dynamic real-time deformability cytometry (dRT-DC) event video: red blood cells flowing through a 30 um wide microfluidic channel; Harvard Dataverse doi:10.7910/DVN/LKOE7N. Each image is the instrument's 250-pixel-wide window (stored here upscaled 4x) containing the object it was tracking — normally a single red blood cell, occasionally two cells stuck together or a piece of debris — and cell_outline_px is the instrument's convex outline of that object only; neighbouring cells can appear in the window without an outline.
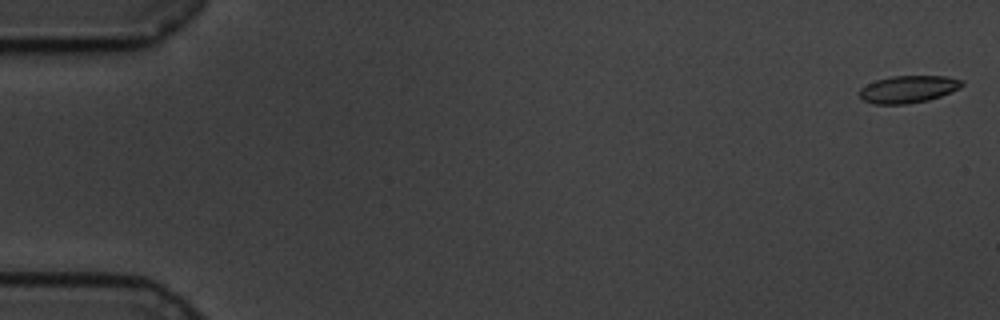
{"species": "common noctule bat (a hibernating species)", "species_latin": "Nyctalus noctula", "temperature_condition": "cold", "stored_images_in_passage": 56, "camera_frame_rate_fps": 3000, "um_per_image_px": 0.085, "animal": {"sex": "male", "body_mass_g": 19.5, "forearm_length_mm": 54.6}, "frame": {"image": 1, "passage_image": 2, "time_ms": 0.333, "image_size_px": [1000, 320], "cell_outline_px": [[964, 84], [960, 88], [940, 96], [928, 100], [908, 104], [872, 104], [864, 100], [860, 96], [860, 88], [876, 80], [892, 76], [948, 76], [964, 80]], "centroid_in_image_um": [77.23, 7.58], "position_along_channel_um": 7.8, "area_um2": 16.3}}
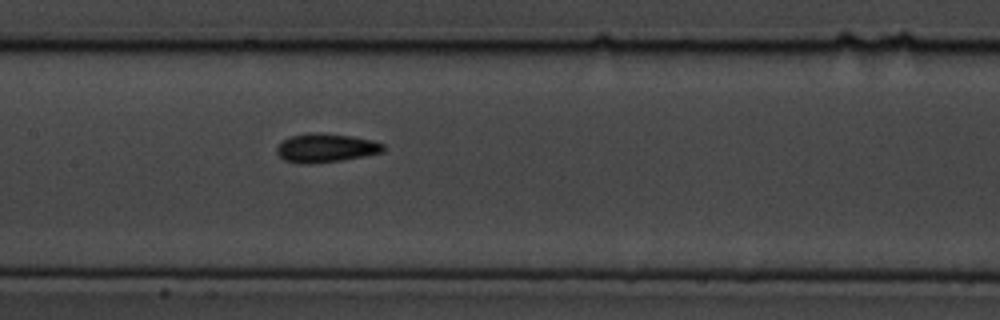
{"frame": {"image": 2, "passage_image": 30, "time_ms": 9.667, "image_size_px": [1000, 320], "cell_outline_px": [[384, 152], [364, 156], [340, 160], [312, 164], [300, 164], [284, 160], [276, 152], [276, 148], [284, 140], [292, 136], [308, 132], [312, 132], [352, 136], [372, 140], [384, 144]], "centroid_in_image_um": [27.69, 12.58], "position_along_channel_um": 179.7, "area_um2": 17.8}}
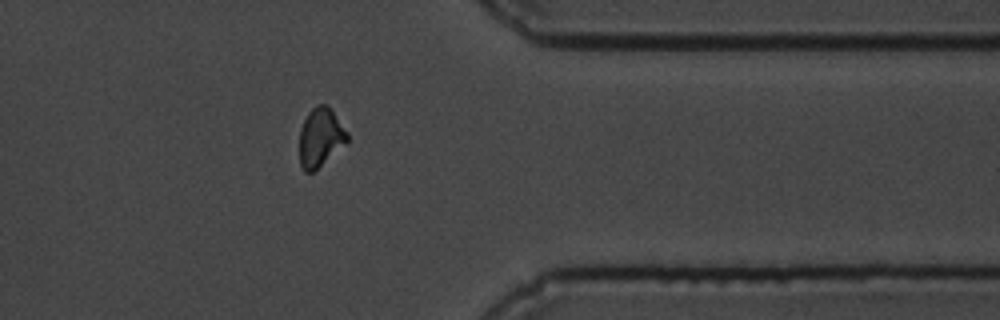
{"frame": {"image": 3, "passage_image": 49, "time_ms": 16.0, "image_size_px": [1000, 320], "cell_outline_px": [[348, 144], [312, 172], [304, 172], [300, 164], [300, 128], [308, 112], [316, 104], [324, 104], [332, 112], [348, 132]], "centroid_in_image_um": [27.25, 11.7], "position_along_channel_um": 384.2, "area_um2": 16.36}}